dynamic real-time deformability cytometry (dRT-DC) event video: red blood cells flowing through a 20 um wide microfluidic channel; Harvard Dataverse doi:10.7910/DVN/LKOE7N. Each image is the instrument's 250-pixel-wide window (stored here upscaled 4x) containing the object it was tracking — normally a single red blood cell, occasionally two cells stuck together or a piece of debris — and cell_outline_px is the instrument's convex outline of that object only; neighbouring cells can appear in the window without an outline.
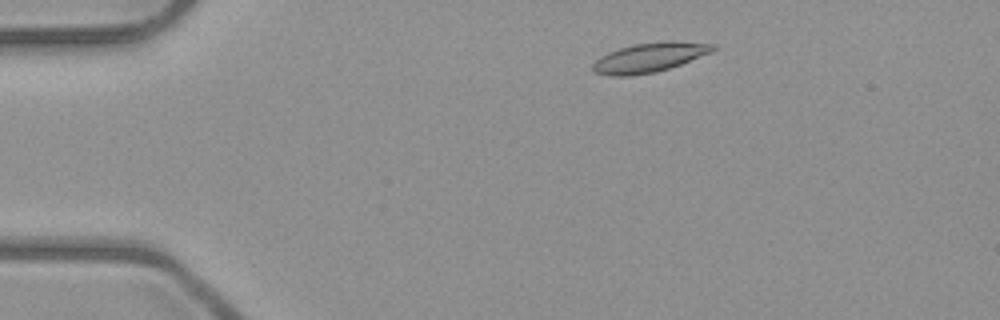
{"species": "common noctule bat (a hibernating species)", "species_latin": "Nyctalus noctula", "temperature_condition": "room temperature", "stored_images_in_passage": 4, "camera_frame_rate_fps": 3000, "um_per_image_px": 0.085, "animal": {"sex": "male", "body_mass_g": 23.1, "forearm_length_mm": 52.7}, "frame": {"image": 1, "passage_image": 2, "time_ms": 1.333, "image_size_px": [1000, 320], "cell_outline_px": [[716, 48], [712, 52], [680, 64], [656, 72], [632, 76], [608, 76], [596, 72], [592, 68], [592, 64], [600, 56], [608, 52], [632, 44], [664, 40], [676, 40], [716, 44]], "centroid_in_image_um": [55.21, 4.87], "position_along_channel_um": 29.8, "area_um2": 20.87}}